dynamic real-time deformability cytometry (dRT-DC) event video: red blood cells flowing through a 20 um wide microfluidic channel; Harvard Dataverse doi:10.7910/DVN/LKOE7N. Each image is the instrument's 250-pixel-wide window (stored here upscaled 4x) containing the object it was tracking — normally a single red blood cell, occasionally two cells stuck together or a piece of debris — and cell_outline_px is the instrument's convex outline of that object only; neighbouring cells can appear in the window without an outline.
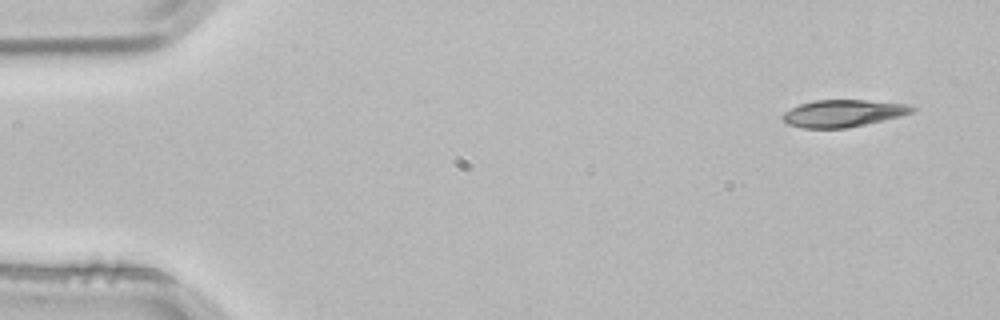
{"species": "common noctule bat (a hibernating species)", "species_latin": "Nyctalus noctula", "temperature_condition": "room temperature", "stored_images_in_passage": 4, "camera_frame_rate_fps": 3000, "um_per_image_px": 0.085, "animal": {"sex": "male", "body_mass_g": 21.5, "forearm_length_mm": 52.0}, "frame": {"image": 1, "passage_image": 1, "time_ms": 0.0, "image_size_px": [1000, 320], "cell_outline_px": [[916, 108], [912, 112], [900, 116], [864, 124], [844, 128], [804, 128], [788, 124], [780, 116], [784, 112], [800, 104], [816, 100], [864, 100], [912, 104]], "centroid_in_image_um": [71.67, 9.62], "position_along_channel_um": 13.3, "area_um2": 20.29}}
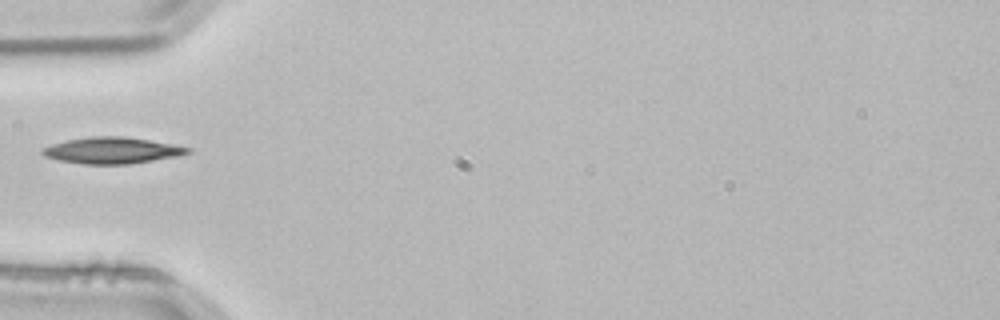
{"frame": {"image": 2, "passage_image": 4, "time_ms": 1.0, "image_size_px": [1000, 320], "cell_outline_px": [[192, 152], [176, 156], [128, 164], [84, 164], [60, 160], [44, 156], [40, 152], [44, 148], [52, 144], [68, 140], [92, 136], [124, 136], [172, 144], [192, 148]], "centroid_in_image_um": [9.53, 12.78], "position_along_channel_um": 75.5, "area_um2": 22.02}}